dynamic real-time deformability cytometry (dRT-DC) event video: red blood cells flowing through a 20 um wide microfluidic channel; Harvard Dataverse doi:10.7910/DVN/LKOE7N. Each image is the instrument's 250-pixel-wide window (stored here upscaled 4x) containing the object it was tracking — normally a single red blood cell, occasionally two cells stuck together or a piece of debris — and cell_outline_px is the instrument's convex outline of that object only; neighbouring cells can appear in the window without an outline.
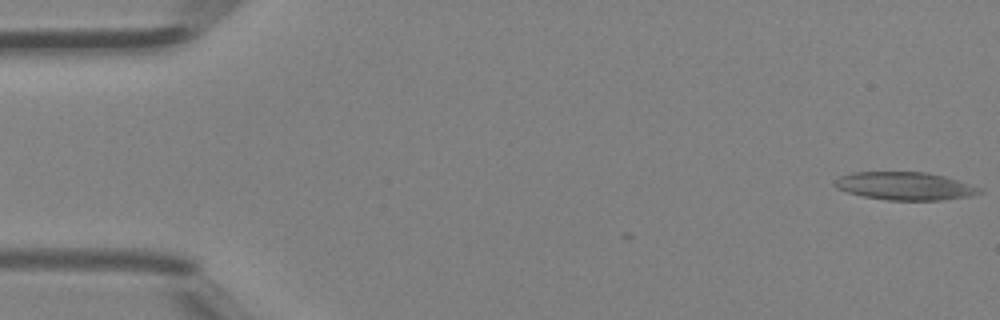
{"species": "Egyptian fruit bat (a non-hibernating species)", "species_latin": "Rousettus aegyptiacus", "temperature_condition": "room temperature", "stored_images_in_passage": 6, "camera_frame_rate_fps": 3000, "um_per_image_px": 0.085, "animal": {"sex": "female"}, "frame": {"image": 1, "passage_image": 1, "time_ms": 0.0, "image_size_px": [1000, 320], "cell_outline_px": [[984, 192], [968, 196], [940, 200], [888, 200], [864, 196], [848, 192], [836, 188], [832, 184], [832, 180], [840, 176], [852, 172], [924, 172], [944, 176], [984, 188]], "centroid_in_image_um": [76.9, 15.81], "position_along_channel_um": 8.1, "area_um2": 23.64}}
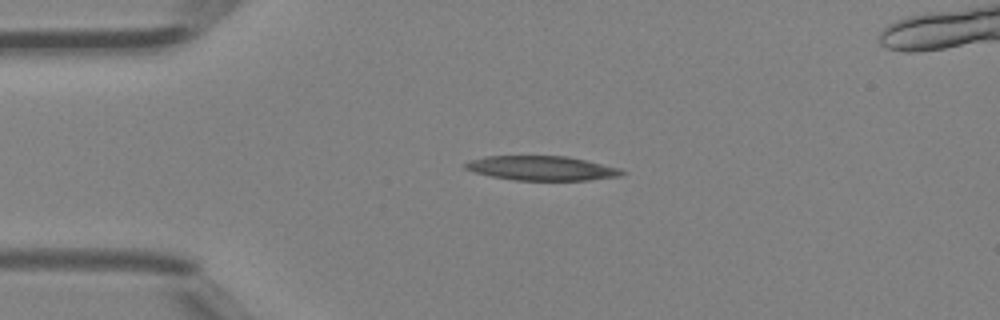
{"frame": {"image": 2, "passage_image": 4, "time_ms": 1.0, "image_size_px": [1000, 320], "cell_outline_px": [[628, 172], [620, 176], [588, 180], [512, 180], [492, 176], [476, 172], [464, 168], [464, 164], [468, 160], [484, 156], [568, 156], [620, 168]], "centroid_in_image_um": [46.05, 14.29], "position_along_channel_um": 38.9, "area_um2": 22.31}}
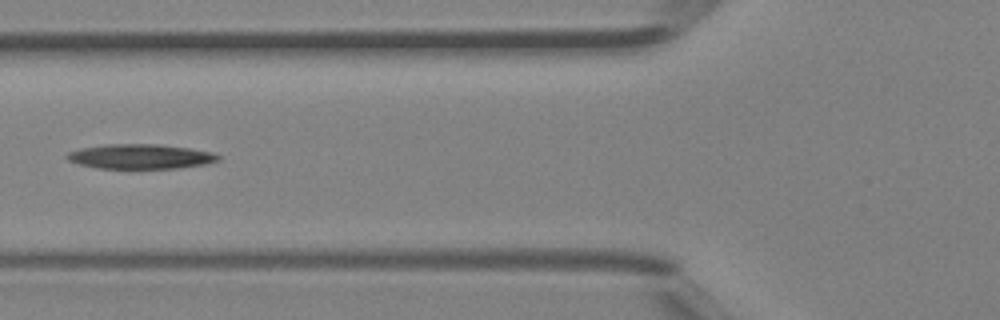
{"frame": {"image": 3, "passage_image": 6, "time_ms": 1.667, "image_size_px": [1000, 320], "cell_outline_px": [[220, 160], [208, 164], [180, 168], [96, 168], [80, 164], [68, 160], [64, 156], [68, 152], [80, 148], [104, 144], [160, 144], [188, 148], [212, 152], [220, 156]], "centroid_in_image_um": [11.94, 13.3], "position_along_channel_um": 113.9, "area_um2": 21.91}}